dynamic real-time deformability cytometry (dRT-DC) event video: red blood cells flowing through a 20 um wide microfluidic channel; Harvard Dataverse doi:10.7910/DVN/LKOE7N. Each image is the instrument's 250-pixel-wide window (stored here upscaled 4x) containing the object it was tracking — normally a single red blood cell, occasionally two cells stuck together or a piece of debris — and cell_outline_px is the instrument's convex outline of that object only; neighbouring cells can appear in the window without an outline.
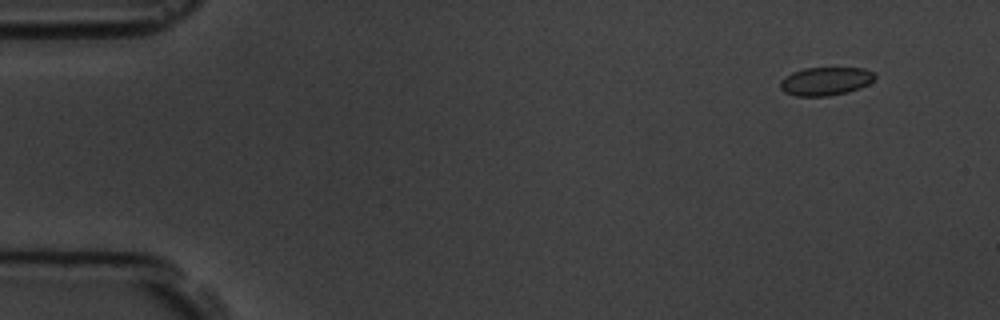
{"species": "common noctule bat (a hibernating species)", "species_latin": "Nyctalus noctula", "temperature_condition": "room temperature", "stored_images_in_passage": 8, "camera_frame_rate_fps": 3000, "um_per_image_px": 0.085, "animal": {"sex": "male", "body_mass_g": 19.5, "forearm_length_mm": 54.6}, "frame": {"image": 1, "passage_image": 2, "time_ms": 1.0, "image_size_px": [1000, 320], "cell_outline_px": [[876, 76], [868, 84], [860, 88], [848, 92], [828, 96], [796, 96], [784, 92], [780, 88], [780, 80], [784, 76], [792, 72], [804, 68], [864, 68], [872, 72]], "centroid_in_image_um": [70.14, 6.9], "position_along_channel_um": 14.9, "area_um2": 15.66}}
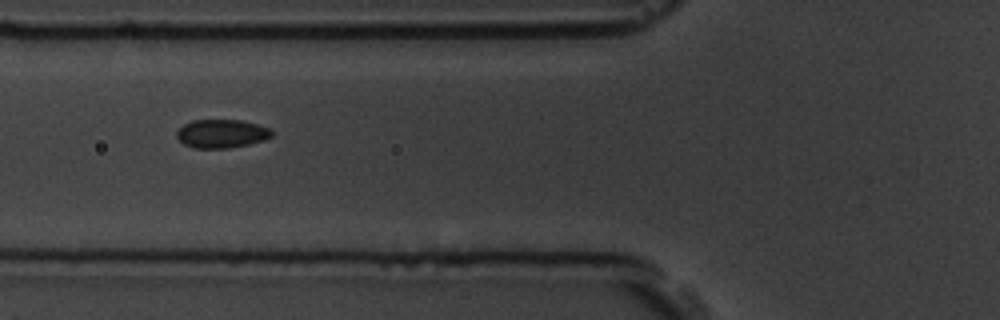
{"frame": {"image": 2, "passage_image": 7, "time_ms": 6.667, "image_size_px": [1000, 320], "cell_outline_px": [[272, 136], [264, 140], [248, 144], [228, 148], [192, 148], [184, 144], [176, 136], [176, 132], [184, 124], [192, 120], [240, 120], [272, 128]], "centroid_in_image_um": [18.84, 11.36], "position_along_channel_um": 107.0, "area_um2": 15.78}}
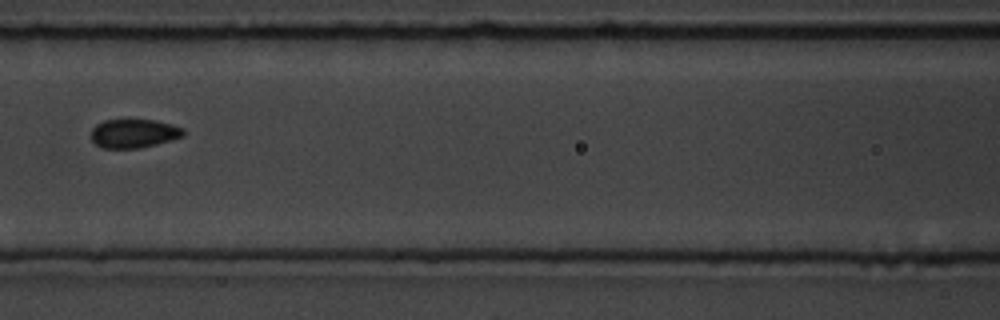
{"frame": {"image": 3, "passage_image": 8, "time_ms": 8.0, "image_size_px": [1000, 320], "cell_outline_px": [[184, 136], [172, 140], [156, 144], [136, 148], [104, 148], [96, 144], [92, 140], [92, 128], [96, 124], [104, 120], [128, 116], [156, 120], [172, 124], [184, 128]], "centroid_in_image_um": [11.38, 11.28], "position_along_channel_um": 155.2, "area_um2": 16.18}}